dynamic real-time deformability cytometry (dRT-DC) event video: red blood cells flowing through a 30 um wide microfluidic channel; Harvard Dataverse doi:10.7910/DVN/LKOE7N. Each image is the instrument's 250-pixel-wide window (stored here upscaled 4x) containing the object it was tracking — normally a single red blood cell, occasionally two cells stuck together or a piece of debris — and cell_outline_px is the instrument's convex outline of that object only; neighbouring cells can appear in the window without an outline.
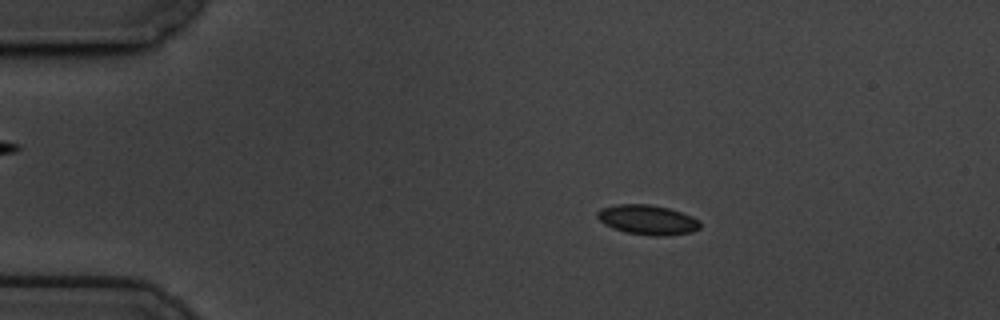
{"species": "common noctule bat (a hibernating species)", "species_latin": "Nyctalus noctula", "temperature_condition": "cold", "stored_images_in_passage": 59, "camera_frame_rate_fps": 3000, "um_per_image_px": 0.085, "animal": {"sex": "male", "body_mass_g": 19.5, "forearm_length_mm": 54.6}, "frame": {"image": 1, "passage_image": 11, "time_ms": 3.333, "image_size_px": [1000, 320], "cell_outline_px": [[700, 228], [692, 232], [664, 236], [652, 236], [624, 232], [612, 228], [604, 224], [596, 216], [596, 212], [600, 208], [620, 204], [648, 204], [668, 208], [692, 216], [700, 220]], "centroid_in_image_um": [55.03, 18.69], "position_along_channel_um": 30.0, "area_um2": 17.92}}
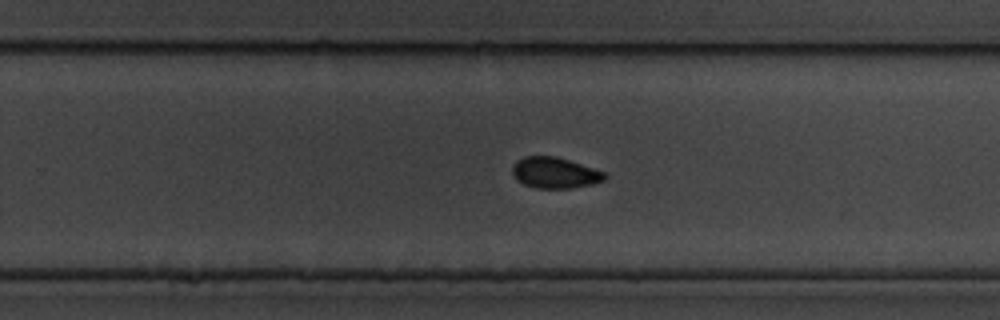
{"frame": {"image": 2, "passage_image": 38, "time_ms": 12.333, "image_size_px": [1000, 320], "cell_outline_px": [[608, 176], [604, 180], [592, 184], [572, 188], [536, 188], [524, 184], [516, 180], [512, 176], [512, 164], [516, 160], [524, 156], [556, 156], [604, 172]], "centroid_in_image_um": [47.11, 14.69], "position_along_channel_um": 282.7, "area_um2": 16.7}}
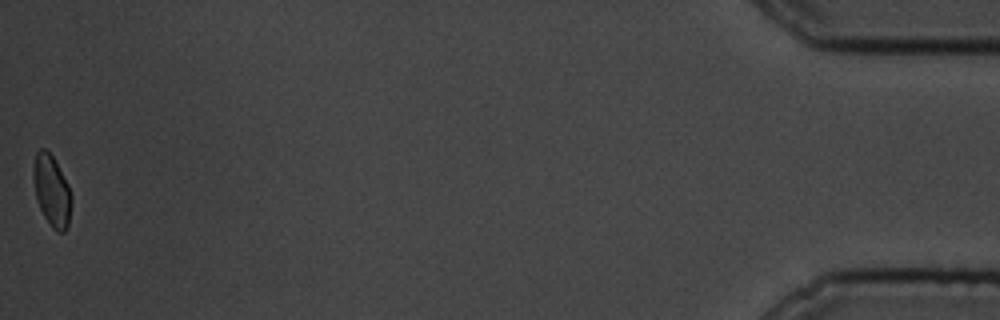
{"frame": {"image": 3, "passage_image": 59, "time_ms": 19.333, "image_size_px": [1000, 320], "cell_outline_px": [[72, 200], [68, 224], [64, 232], [56, 232], [52, 228], [44, 216], [36, 200], [32, 176], [32, 172], [36, 152], [40, 148], [44, 148], [52, 156], [68, 184], [72, 196]], "centroid_in_image_um": [4.38, 16.23], "position_along_channel_um": 430.8, "area_um2": 15.84}, "authors_computed_cell_mechanics": {"area_um2": 16.9932, "velocity_mm_per_s": 3.4272, "shape_relaxation_time_tau1_ms": 2.3112, "shape_relaxation_time_tau2_ms": 5.9211, "deformation_change_tau1": 0.0596, "deformation_change_tau2": 0.0693}}